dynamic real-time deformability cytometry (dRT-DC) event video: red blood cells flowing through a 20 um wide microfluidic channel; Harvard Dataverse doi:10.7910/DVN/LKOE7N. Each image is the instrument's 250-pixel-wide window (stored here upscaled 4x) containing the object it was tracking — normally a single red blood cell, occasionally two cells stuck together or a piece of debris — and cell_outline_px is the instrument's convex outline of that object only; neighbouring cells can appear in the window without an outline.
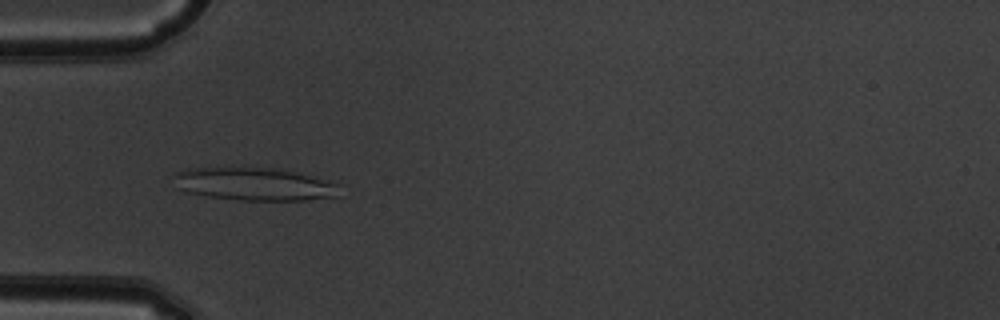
{"species": "common noctule bat (a hibernating species)", "species_latin": "Nyctalus noctula", "temperature_condition": "warm", "stored_images_in_passage": 35, "camera_frame_rate_fps": 3000, "um_per_image_px": 0.085, "animal": {"sex": "male", "body_mass_g": 19.5, "forearm_length_mm": 54.6}, "frame": {"image": 1, "passage_image": 1, "time_ms": 0.0, "image_size_px": [1000, 320], "cell_outline_px": [[336, 196], [304, 200], [240, 200], [208, 196], [184, 192], [176, 188], [172, 176], [172, 172], [184, 168], [276, 168], [312, 176], [328, 180], [336, 184]], "centroid_in_image_um": [21.47, 15.64], "position_along_channel_um": 63.5, "area_um2": 31.67}}
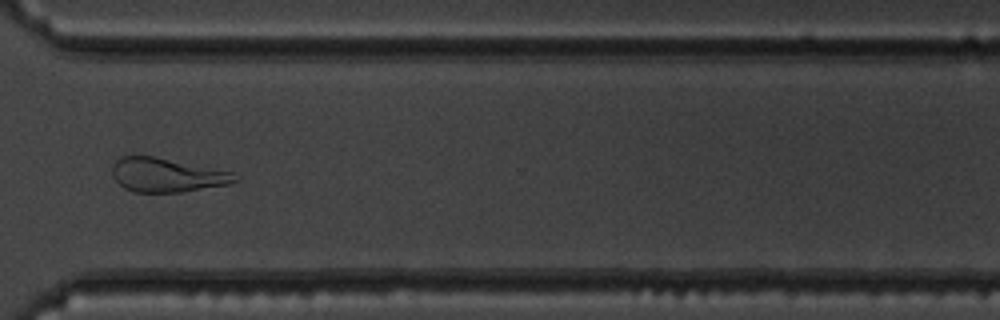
{"frame": {"image": 2, "passage_image": 23, "time_ms": 7.333, "image_size_px": [1000, 320], "cell_outline_px": [[240, 180], [228, 184], [180, 192], [132, 192], [124, 188], [112, 176], [112, 164], [120, 156], [152, 156], [232, 172], [240, 176]], "centroid_in_image_um": [14.16, 14.88], "position_along_channel_um": 356.4, "area_um2": 24.16}}
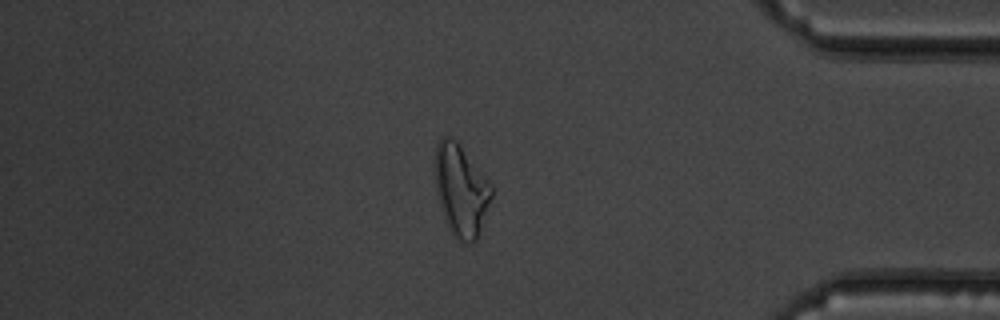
{"frame": {"image": 3, "passage_image": 28, "time_ms": 9.0, "image_size_px": [1000, 320], "cell_outline_px": [[492, 196], [476, 240], [472, 244], [460, 240], [452, 232], [444, 216], [440, 204], [436, 188], [436, 144], [440, 136], [448, 136], [456, 140], [460, 144], [488, 180], [492, 188]], "centroid_in_image_um": [39.19, 16.12], "position_along_channel_um": 396.0, "area_um2": 29.42}, "authors_computed_cell_mechanics": {"area_um2": 24.6806, "velocity_mm_per_s": 4.0239, "shape_relaxation_time_tau1_ms": null, "shape_relaxation_time_tau2_ms": 2.9671, "deformation_change_tau1": null, "deformation_change_tau2": 0.1396}}